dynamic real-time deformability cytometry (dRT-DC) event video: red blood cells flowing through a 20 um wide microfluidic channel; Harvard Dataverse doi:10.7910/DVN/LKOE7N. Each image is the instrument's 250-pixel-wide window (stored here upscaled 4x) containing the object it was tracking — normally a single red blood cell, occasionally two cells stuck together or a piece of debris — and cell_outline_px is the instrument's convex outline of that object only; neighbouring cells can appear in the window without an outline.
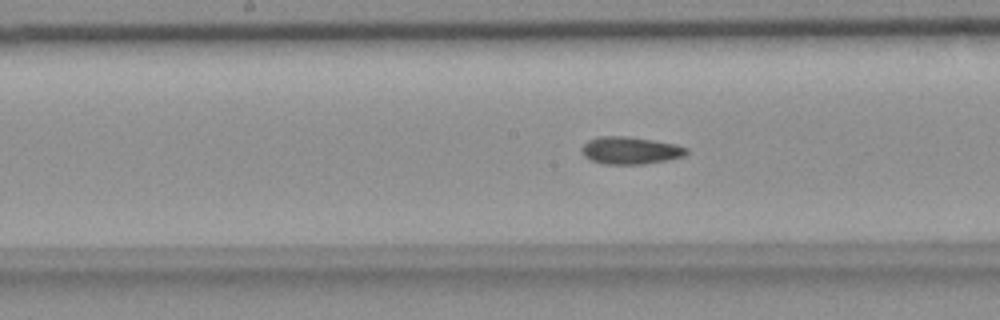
{"species": "common noctule bat (a hibernating species)", "species_latin": "Nyctalus noctula", "temperature_condition": "room temperature", "stored_images_in_passage": 40, "camera_frame_rate_fps": 3000, "um_per_image_px": 0.085, "animal": {"sex": "female", "body_mass_g": 18.4}, "frame": {"image": 1, "passage_image": 13, "time_ms": 4.0, "image_size_px": [1000, 320], "cell_outline_px": [[688, 152], [684, 156], [668, 160], [644, 164], [604, 164], [592, 160], [584, 156], [580, 148], [588, 140], [596, 136], [628, 136], [676, 144], [688, 148]], "centroid_in_image_um": [53.57, 12.78], "position_along_channel_um": 194.6, "area_um2": 16.82}}
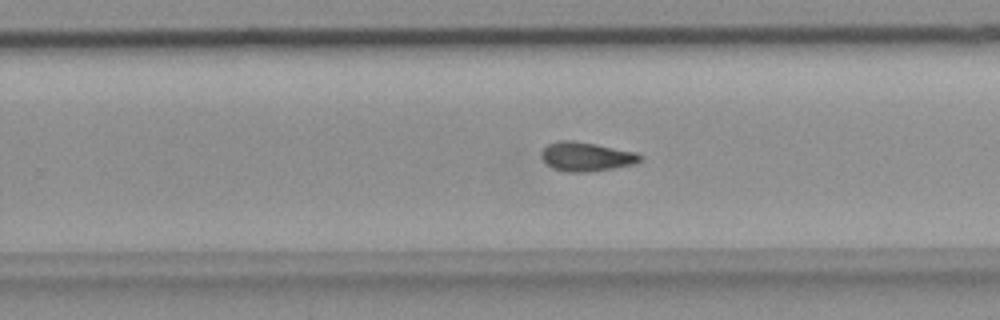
{"frame": {"image": 2, "passage_image": 20, "time_ms": 6.333, "image_size_px": [1000, 320], "cell_outline_px": [[644, 156], [640, 160], [632, 164], [612, 168], [588, 172], [564, 172], [552, 168], [540, 156], [540, 152], [548, 144], [560, 140], [572, 140], [596, 144], [636, 152]], "centroid_in_image_um": [49.81, 13.31], "position_along_channel_um": 280.0, "area_um2": 16.7}}
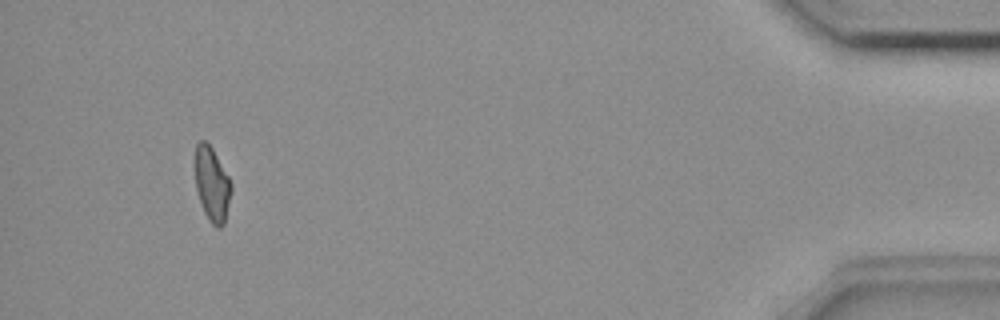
{"frame": {"image": 3, "passage_image": 37, "time_ms": 12.0, "image_size_px": [1000, 320], "cell_outline_px": [[232, 188], [224, 224], [220, 228], [216, 228], [208, 220], [204, 212], [196, 188], [192, 164], [192, 160], [196, 144], [200, 140], [204, 140], [212, 148], [228, 176], [232, 184]], "centroid_in_image_um": [17.97, 15.61], "position_along_channel_um": 417.2, "area_um2": 16.07}, "authors_computed_cell_mechanics": {"area_um2": 16.0684, "velocity_mm_per_s": 3.6715, "shape_relaxation_time_tau1_ms": null, "shape_relaxation_time_tau2_ms": 6.3932, "deformation_change_tau1": null, "deformation_change_tau2": 0.1425}}